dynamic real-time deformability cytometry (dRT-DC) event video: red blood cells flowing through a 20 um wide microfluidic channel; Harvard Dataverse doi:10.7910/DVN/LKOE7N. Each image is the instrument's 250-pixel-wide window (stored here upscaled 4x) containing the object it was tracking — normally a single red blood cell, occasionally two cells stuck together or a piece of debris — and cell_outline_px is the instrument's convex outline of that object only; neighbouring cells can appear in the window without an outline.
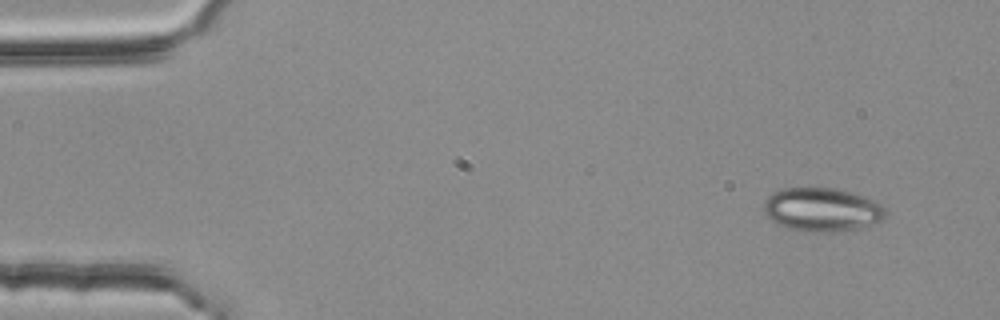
{"species": "common noctule bat (a hibernating species)", "species_latin": "Nyctalus noctula", "temperature_condition": "room temperature", "stored_images_in_passage": 3, "camera_frame_rate_fps": 3000, "um_per_image_px": 0.085, "animal": {"sex": "female", "body_mass_g": 25.1}, "frame": {"image": 1, "passage_image": 1, "time_ms": 0.0, "image_size_px": [1000, 320], "cell_outline_px": [[884, 220], [872, 224], [856, 228], [788, 228], [772, 220], [764, 212], [764, 200], [772, 192], [780, 188], [836, 188], [872, 200], [880, 204], [884, 208]], "centroid_in_image_um": [69.82, 17.74], "position_along_channel_um": 15.2, "area_um2": 29.3}}
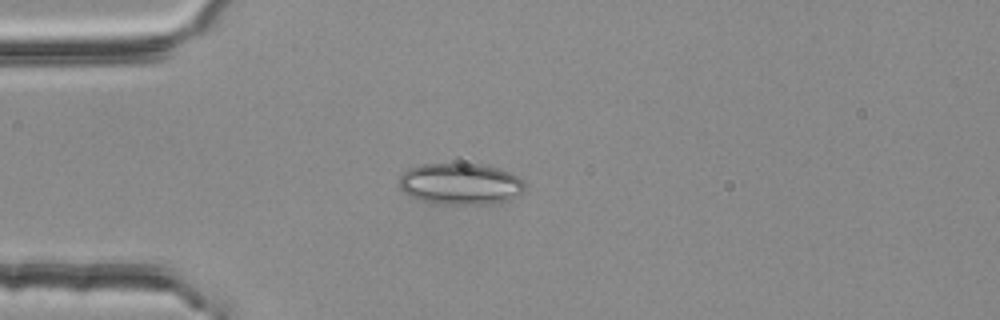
{"frame": {"image": 2, "passage_image": 3, "time_ms": 0.667, "image_size_px": [1000, 320], "cell_outline_px": [[524, 192], [508, 200], [488, 204], [448, 204], [420, 200], [404, 192], [400, 188], [400, 176], [408, 168], [424, 164], [476, 164], [500, 168], [512, 172], [524, 180]], "centroid_in_image_um": [39.18, 15.62], "position_along_channel_um": 45.8, "area_um2": 30.29}}